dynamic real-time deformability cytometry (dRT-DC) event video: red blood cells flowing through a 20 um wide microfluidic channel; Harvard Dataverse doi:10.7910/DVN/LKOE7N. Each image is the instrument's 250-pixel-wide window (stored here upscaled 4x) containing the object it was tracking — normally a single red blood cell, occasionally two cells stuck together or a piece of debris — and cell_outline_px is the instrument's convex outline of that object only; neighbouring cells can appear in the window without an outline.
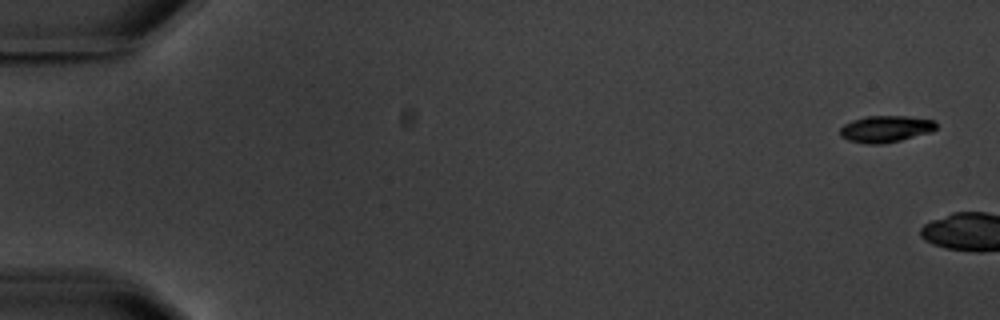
{"species": "common noctule bat (a hibernating species)", "species_latin": "Nyctalus noctula", "temperature_condition": "warm", "stored_images_in_passage": 2, "camera_frame_rate_fps": 3000, "um_per_image_px": 0.085, "animal": {"sex": "male", "body_mass_g": 20.1, "forearm_length_mm": 53.5}, "frame": {"image": 1, "passage_image": 1, "time_ms": 0.0, "image_size_px": [1000, 320], "cell_outline_px": [[936, 128], [928, 132], [900, 140], [884, 144], [868, 144], [848, 140], [840, 136], [840, 128], [844, 124], [852, 120], [868, 116], [908, 116], [936, 120]], "centroid_in_image_um": [75.26, 10.95], "position_along_channel_um": 9.7, "area_um2": 14.85}}